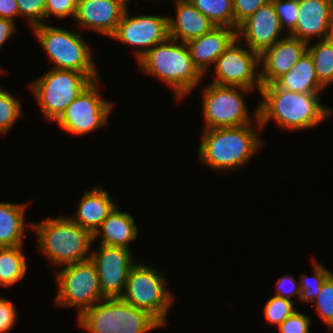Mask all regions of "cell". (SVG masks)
<instances>
[{"label": "cell", "instance_id": "6da1fadb", "mask_svg": "<svg viewBox=\"0 0 333 333\" xmlns=\"http://www.w3.org/2000/svg\"><path fill=\"white\" fill-rule=\"evenodd\" d=\"M260 95L258 118L262 128L273 120L284 130H310L333 113L331 107L321 103V93H297L272 83L262 85Z\"/></svg>", "mask_w": 333, "mask_h": 333}, {"label": "cell", "instance_id": "7a4b0ae2", "mask_svg": "<svg viewBox=\"0 0 333 333\" xmlns=\"http://www.w3.org/2000/svg\"><path fill=\"white\" fill-rule=\"evenodd\" d=\"M254 124L201 130L198 156L201 163L215 171L228 172L246 166L265 144L259 137V118ZM257 128V129H255Z\"/></svg>", "mask_w": 333, "mask_h": 333}, {"label": "cell", "instance_id": "3957f363", "mask_svg": "<svg viewBox=\"0 0 333 333\" xmlns=\"http://www.w3.org/2000/svg\"><path fill=\"white\" fill-rule=\"evenodd\" d=\"M137 64L144 73L155 76L170 87L177 100L187 97L204 78L187 45L170 37L150 49Z\"/></svg>", "mask_w": 333, "mask_h": 333}, {"label": "cell", "instance_id": "277c9868", "mask_svg": "<svg viewBox=\"0 0 333 333\" xmlns=\"http://www.w3.org/2000/svg\"><path fill=\"white\" fill-rule=\"evenodd\" d=\"M29 227L36 233L38 251L54 266H67L90 259L93 234L68 216L46 217Z\"/></svg>", "mask_w": 333, "mask_h": 333}, {"label": "cell", "instance_id": "5b68a950", "mask_svg": "<svg viewBox=\"0 0 333 333\" xmlns=\"http://www.w3.org/2000/svg\"><path fill=\"white\" fill-rule=\"evenodd\" d=\"M78 327L89 333H148L163 325L148 311L120 297L105 298L77 317Z\"/></svg>", "mask_w": 333, "mask_h": 333}, {"label": "cell", "instance_id": "8992f818", "mask_svg": "<svg viewBox=\"0 0 333 333\" xmlns=\"http://www.w3.org/2000/svg\"><path fill=\"white\" fill-rule=\"evenodd\" d=\"M54 69L74 70L88 77H100L93 51L81 34L46 23L32 28ZM97 68V69H96Z\"/></svg>", "mask_w": 333, "mask_h": 333}, {"label": "cell", "instance_id": "52a82bcc", "mask_svg": "<svg viewBox=\"0 0 333 333\" xmlns=\"http://www.w3.org/2000/svg\"><path fill=\"white\" fill-rule=\"evenodd\" d=\"M99 77L85 73L51 68L30 83L36 101L48 121H57L69 104Z\"/></svg>", "mask_w": 333, "mask_h": 333}, {"label": "cell", "instance_id": "ba28073f", "mask_svg": "<svg viewBox=\"0 0 333 333\" xmlns=\"http://www.w3.org/2000/svg\"><path fill=\"white\" fill-rule=\"evenodd\" d=\"M165 274L142 262L130 270L124 293L120 298L139 309L148 311L163 326L173 305V296L166 286Z\"/></svg>", "mask_w": 333, "mask_h": 333}, {"label": "cell", "instance_id": "9c48e42d", "mask_svg": "<svg viewBox=\"0 0 333 333\" xmlns=\"http://www.w3.org/2000/svg\"><path fill=\"white\" fill-rule=\"evenodd\" d=\"M55 279V305L77 308V317L106 298L101 292L96 265L91 259L64 266L57 271Z\"/></svg>", "mask_w": 333, "mask_h": 333}, {"label": "cell", "instance_id": "30bf717a", "mask_svg": "<svg viewBox=\"0 0 333 333\" xmlns=\"http://www.w3.org/2000/svg\"><path fill=\"white\" fill-rule=\"evenodd\" d=\"M254 90L210 83L203 90L202 107L205 126L202 130L235 127L254 123L258 119V107L253 117L249 115L242 93Z\"/></svg>", "mask_w": 333, "mask_h": 333}, {"label": "cell", "instance_id": "8fae6325", "mask_svg": "<svg viewBox=\"0 0 333 333\" xmlns=\"http://www.w3.org/2000/svg\"><path fill=\"white\" fill-rule=\"evenodd\" d=\"M99 82L93 81L56 121L67 133L87 135L107 123L115 103L101 98Z\"/></svg>", "mask_w": 333, "mask_h": 333}, {"label": "cell", "instance_id": "7c38bea8", "mask_svg": "<svg viewBox=\"0 0 333 333\" xmlns=\"http://www.w3.org/2000/svg\"><path fill=\"white\" fill-rule=\"evenodd\" d=\"M239 43V45H238ZM237 44V45H236ZM235 38L217 58L214 66L215 78L211 83L221 86L249 88L260 92L259 54Z\"/></svg>", "mask_w": 333, "mask_h": 333}, {"label": "cell", "instance_id": "4fadbf2b", "mask_svg": "<svg viewBox=\"0 0 333 333\" xmlns=\"http://www.w3.org/2000/svg\"><path fill=\"white\" fill-rule=\"evenodd\" d=\"M128 9L127 7L111 38L135 48L134 55L138 61L155 45L169 38L168 16L139 15L132 17Z\"/></svg>", "mask_w": 333, "mask_h": 333}, {"label": "cell", "instance_id": "5bb4252c", "mask_svg": "<svg viewBox=\"0 0 333 333\" xmlns=\"http://www.w3.org/2000/svg\"><path fill=\"white\" fill-rule=\"evenodd\" d=\"M90 259L96 265L101 292L106 298L120 297L131 268L137 263L130 249L99 244Z\"/></svg>", "mask_w": 333, "mask_h": 333}, {"label": "cell", "instance_id": "9a60e30c", "mask_svg": "<svg viewBox=\"0 0 333 333\" xmlns=\"http://www.w3.org/2000/svg\"><path fill=\"white\" fill-rule=\"evenodd\" d=\"M283 29L272 1L262 5L256 12L243 21L237 31L238 40L259 55L273 46L281 37Z\"/></svg>", "mask_w": 333, "mask_h": 333}, {"label": "cell", "instance_id": "2e32d148", "mask_svg": "<svg viewBox=\"0 0 333 333\" xmlns=\"http://www.w3.org/2000/svg\"><path fill=\"white\" fill-rule=\"evenodd\" d=\"M128 3L129 0H78L74 19L80 28L111 37Z\"/></svg>", "mask_w": 333, "mask_h": 333}, {"label": "cell", "instance_id": "e0dca14e", "mask_svg": "<svg viewBox=\"0 0 333 333\" xmlns=\"http://www.w3.org/2000/svg\"><path fill=\"white\" fill-rule=\"evenodd\" d=\"M298 20L288 34L307 44L333 36V0H298Z\"/></svg>", "mask_w": 333, "mask_h": 333}, {"label": "cell", "instance_id": "ac0fdd59", "mask_svg": "<svg viewBox=\"0 0 333 333\" xmlns=\"http://www.w3.org/2000/svg\"><path fill=\"white\" fill-rule=\"evenodd\" d=\"M307 51V43L286 35L259 55L262 85L275 83L287 73Z\"/></svg>", "mask_w": 333, "mask_h": 333}, {"label": "cell", "instance_id": "d6986e66", "mask_svg": "<svg viewBox=\"0 0 333 333\" xmlns=\"http://www.w3.org/2000/svg\"><path fill=\"white\" fill-rule=\"evenodd\" d=\"M235 38L237 36L234 28L215 26L208 33L185 44L195 66L206 76L209 67L215 64L217 58Z\"/></svg>", "mask_w": 333, "mask_h": 333}, {"label": "cell", "instance_id": "ffe728a7", "mask_svg": "<svg viewBox=\"0 0 333 333\" xmlns=\"http://www.w3.org/2000/svg\"><path fill=\"white\" fill-rule=\"evenodd\" d=\"M175 6L176 17H168L170 38L186 43L215 27L189 0H176Z\"/></svg>", "mask_w": 333, "mask_h": 333}, {"label": "cell", "instance_id": "44dd1931", "mask_svg": "<svg viewBox=\"0 0 333 333\" xmlns=\"http://www.w3.org/2000/svg\"><path fill=\"white\" fill-rule=\"evenodd\" d=\"M116 206L109 192L96 185L90 191L84 192L76 213L74 216L68 217L80 227L94 234Z\"/></svg>", "mask_w": 333, "mask_h": 333}, {"label": "cell", "instance_id": "7402d4cb", "mask_svg": "<svg viewBox=\"0 0 333 333\" xmlns=\"http://www.w3.org/2000/svg\"><path fill=\"white\" fill-rule=\"evenodd\" d=\"M138 233L134 217L116 206L93 234V242L101 238L98 244L130 249L129 245Z\"/></svg>", "mask_w": 333, "mask_h": 333}, {"label": "cell", "instance_id": "603a6c76", "mask_svg": "<svg viewBox=\"0 0 333 333\" xmlns=\"http://www.w3.org/2000/svg\"><path fill=\"white\" fill-rule=\"evenodd\" d=\"M275 84L279 88L297 93H321L323 89L325 90L317 79L313 60L307 51Z\"/></svg>", "mask_w": 333, "mask_h": 333}, {"label": "cell", "instance_id": "cb8c5ba5", "mask_svg": "<svg viewBox=\"0 0 333 333\" xmlns=\"http://www.w3.org/2000/svg\"><path fill=\"white\" fill-rule=\"evenodd\" d=\"M27 205L0 202V247L23 246Z\"/></svg>", "mask_w": 333, "mask_h": 333}, {"label": "cell", "instance_id": "d4e9b609", "mask_svg": "<svg viewBox=\"0 0 333 333\" xmlns=\"http://www.w3.org/2000/svg\"><path fill=\"white\" fill-rule=\"evenodd\" d=\"M23 246L0 247V287H10L19 282L27 272Z\"/></svg>", "mask_w": 333, "mask_h": 333}, {"label": "cell", "instance_id": "484cf974", "mask_svg": "<svg viewBox=\"0 0 333 333\" xmlns=\"http://www.w3.org/2000/svg\"><path fill=\"white\" fill-rule=\"evenodd\" d=\"M307 52L313 60L317 79L327 88L333 82V36L320 39L313 45L308 43Z\"/></svg>", "mask_w": 333, "mask_h": 333}, {"label": "cell", "instance_id": "4316f807", "mask_svg": "<svg viewBox=\"0 0 333 333\" xmlns=\"http://www.w3.org/2000/svg\"><path fill=\"white\" fill-rule=\"evenodd\" d=\"M215 26L235 29L233 0H189Z\"/></svg>", "mask_w": 333, "mask_h": 333}, {"label": "cell", "instance_id": "83f0119b", "mask_svg": "<svg viewBox=\"0 0 333 333\" xmlns=\"http://www.w3.org/2000/svg\"><path fill=\"white\" fill-rule=\"evenodd\" d=\"M314 258L313 263V278H310L302 273L300 275L299 284L301 289L300 301L312 302L321 290L322 284L325 279L332 273L331 270L327 269L323 264L316 261Z\"/></svg>", "mask_w": 333, "mask_h": 333}, {"label": "cell", "instance_id": "f1b7e54d", "mask_svg": "<svg viewBox=\"0 0 333 333\" xmlns=\"http://www.w3.org/2000/svg\"><path fill=\"white\" fill-rule=\"evenodd\" d=\"M21 100L0 87V134L6 135L21 118Z\"/></svg>", "mask_w": 333, "mask_h": 333}, {"label": "cell", "instance_id": "f546056e", "mask_svg": "<svg viewBox=\"0 0 333 333\" xmlns=\"http://www.w3.org/2000/svg\"><path fill=\"white\" fill-rule=\"evenodd\" d=\"M314 310L330 332L333 331V272L325 279L317 297L312 301Z\"/></svg>", "mask_w": 333, "mask_h": 333}, {"label": "cell", "instance_id": "4dcf8cb0", "mask_svg": "<svg viewBox=\"0 0 333 333\" xmlns=\"http://www.w3.org/2000/svg\"><path fill=\"white\" fill-rule=\"evenodd\" d=\"M296 310L297 309L294 307V301L274 295L265 304L264 318L267 323L278 327Z\"/></svg>", "mask_w": 333, "mask_h": 333}, {"label": "cell", "instance_id": "1f68e13d", "mask_svg": "<svg viewBox=\"0 0 333 333\" xmlns=\"http://www.w3.org/2000/svg\"><path fill=\"white\" fill-rule=\"evenodd\" d=\"M279 17L281 28L289 34L298 20V0H271Z\"/></svg>", "mask_w": 333, "mask_h": 333}, {"label": "cell", "instance_id": "d6a6232c", "mask_svg": "<svg viewBox=\"0 0 333 333\" xmlns=\"http://www.w3.org/2000/svg\"><path fill=\"white\" fill-rule=\"evenodd\" d=\"M19 16L28 20L31 29L44 24L46 0H16Z\"/></svg>", "mask_w": 333, "mask_h": 333}, {"label": "cell", "instance_id": "836d02e7", "mask_svg": "<svg viewBox=\"0 0 333 333\" xmlns=\"http://www.w3.org/2000/svg\"><path fill=\"white\" fill-rule=\"evenodd\" d=\"M311 318L296 310L292 315L286 318L279 326V333H311Z\"/></svg>", "mask_w": 333, "mask_h": 333}, {"label": "cell", "instance_id": "e575fe53", "mask_svg": "<svg viewBox=\"0 0 333 333\" xmlns=\"http://www.w3.org/2000/svg\"><path fill=\"white\" fill-rule=\"evenodd\" d=\"M78 0H46L45 20L51 15L57 18L71 17L74 19Z\"/></svg>", "mask_w": 333, "mask_h": 333}, {"label": "cell", "instance_id": "d590c367", "mask_svg": "<svg viewBox=\"0 0 333 333\" xmlns=\"http://www.w3.org/2000/svg\"><path fill=\"white\" fill-rule=\"evenodd\" d=\"M269 1L271 0H233L235 30L237 31L243 21Z\"/></svg>", "mask_w": 333, "mask_h": 333}, {"label": "cell", "instance_id": "8d00e7d4", "mask_svg": "<svg viewBox=\"0 0 333 333\" xmlns=\"http://www.w3.org/2000/svg\"><path fill=\"white\" fill-rule=\"evenodd\" d=\"M16 305L4 296L0 297V333L9 332L17 321Z\"/></svg>", "mask_w": 333, "mask_h": 333}, {"label": "cell", "instance_id": "74e56055", "mask_svg": "<svg viewBox=\"0 0 333 333\" xmlns=\"http://www.w3.org/2000/svg\"><path fill=\"white\" fill-rule=\"evenodd\" d=\"M298 282V283H297ZM276 289H275V296L282 297L288 300H291V297H297L299 300L301 289L299 281H296L294 276L292 275H284L280 277L276 281Z\"/></svg>", "mask_w": 333, "mask_h": 333}, {"label": "cell", "instance_id": "f35d334b", "mask_svg": "<svg viewBox=\"0 0 333 333\" xmlns=\"http://www.w3.org/2000/svg\"><path fill=\"white\" fill-rule=\"evenodd\" d=\"M19 15V8L16 0H0V18L15 21Z\"/></svg>", "mask_w": 333, "mask_h": 333}, {"label": "cell", "instance_id": "ab89813d", "mask_svg": "<svg viewBox=\"0 0 333 333\" xmlns=\"http://www.w3.org/2000/svg\"><path fill=\"white\" fill-rule=\"evenodd\" d=\"M15 25L11 20L0 18V48L13 36L16 30Z\"/></svg>", "mask_w": 333, "mask_h": 333}, {"label": "cell", "instance_id": "60d3db41", "mask_svg": "<svg viewBox=\"0 0 333 333\" xmlns=\"http://www.w3.org/2000/svg\"><path fill=\"white\" fill-rule=\"evenodd\" d=\"M3 71H4V70H2V68L0 67V74H2V73H3Z\"/></svg>", "mask_w": 333, "mask_h": 333}]
</instances>
